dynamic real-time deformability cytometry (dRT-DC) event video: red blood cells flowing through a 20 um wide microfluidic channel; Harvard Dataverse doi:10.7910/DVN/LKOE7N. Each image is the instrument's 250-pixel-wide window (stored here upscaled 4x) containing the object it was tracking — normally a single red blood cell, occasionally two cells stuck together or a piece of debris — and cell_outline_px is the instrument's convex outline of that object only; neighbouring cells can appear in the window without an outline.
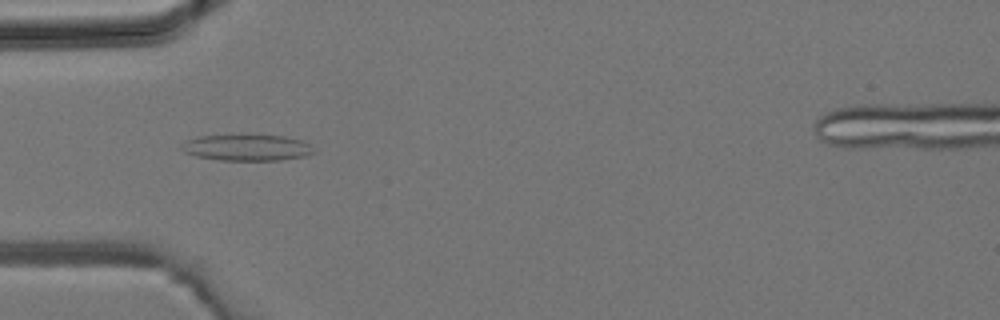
{"species": "common noctule bat (a hibernating species)", "species_latin": "Nyctalus noctula", "temperature_condition": "room temperature", "stored_images_in_passage": 1, "camera_frame_rate_fps": 3000, "um_per_image_px": 0.085, "animal": {"sex": "male", "body_mass_g": 19.2, "forearm_length_mm": 51.8}, "frame": {"image": 1, "passage_image": 1, "time_ms": 0.0, "image_size_px": [1000, 320], "cell_outline_px": [[316, 152], [304, 156], [280, 160], [220, 160], [196, 156], [184, 152], [180, 148], [180, 144], [188, 140], [200, 136], [284, 136], [300, 140], [316, 148]], "centroid_in_image_um": [21.0, 12.56], "position_along_channel_um": 64.0, "area_um2": 19.88}}